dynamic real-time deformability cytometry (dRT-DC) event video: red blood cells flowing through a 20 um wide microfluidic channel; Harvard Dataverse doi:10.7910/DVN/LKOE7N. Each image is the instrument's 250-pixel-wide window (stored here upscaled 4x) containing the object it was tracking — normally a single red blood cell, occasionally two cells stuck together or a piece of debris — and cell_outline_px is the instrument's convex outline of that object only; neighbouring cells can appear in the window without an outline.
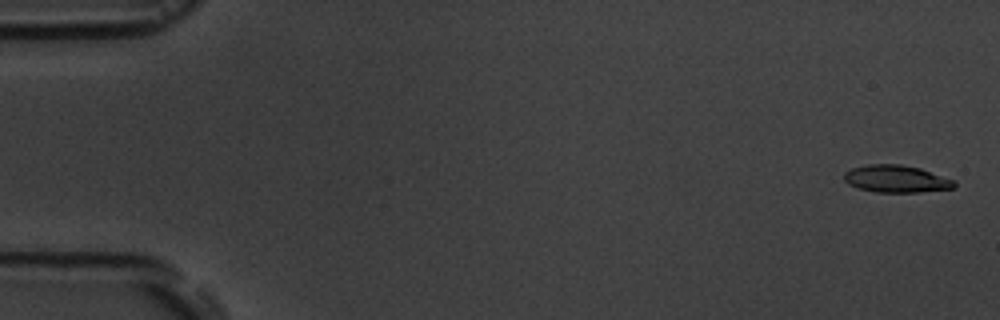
{"species": "common noctule bat (a hibernating species)", "species_latin": "Nyctalus noctula", "temperature_condition": "room temperature", "stored_images_in_passage": 9, "camera_frame_rate_fps": 3000, "um_per_image_px": 0.085, "animal": {"sex": "male", "body_mass_g": 19.5, "forearm_length_mm": 54.6}, "frame": {"image": 1, "passage_image": 1, "time_ms": 0.0, "image_size_px": [1000, 320], "cell_outline_px": [[956, 188], [920, 192], [876, 192], [860, 188], [848, 184], [844, 180], [844, 172], [852, 168], [868, 164], [900, 164], [920, 168], [952, 180], [956, 184]], "centroid_in_image_um": [76.16, 15.2], "position_along_channel_um": 8.8, "area_um2": 17.4}}
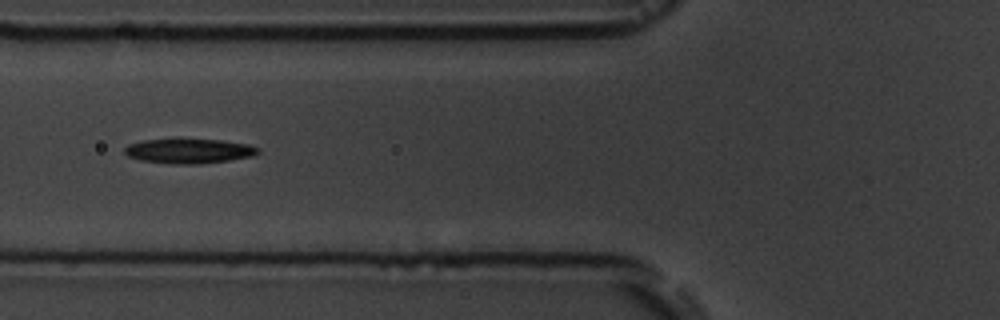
{"frame": {"image": 2, "passage_image": 7, "time_ms": 6.667, "image_size_px": [1000, 320], "cell_outline_px": [[260, 152], [252, 156], [228, 160], [200, 164], [172, 164], [140, 160], [128, 156], [124, 152], [124, 148], [128, 144], [140, 140], [220, 140], [248, 144], [260, 148]], "centroid_in_image_um": [16.05, 12.84], "position_along_channel_um": 109.7, "area_um2": 19.02}}
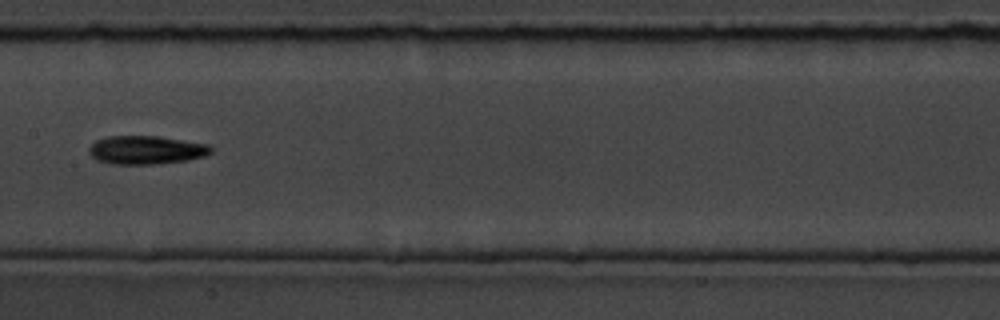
{"frame": {"image": 3, "passage_image": 9, "time_ms": 9.0, "image_size_px": [1000, 320], "cell_outline_px": [[212, 152], [204, 156], [188, 160], [156, 164], [112, 164], [96, 160], [88, 152], [88, 148], [96, 140], [108, 136], [160, 136], [208, 144], [212, 148]], "centroid_in_image_um": [12.41, 12.75], "position_along_channel_um": 195.0, "area_um2": 20.35}}